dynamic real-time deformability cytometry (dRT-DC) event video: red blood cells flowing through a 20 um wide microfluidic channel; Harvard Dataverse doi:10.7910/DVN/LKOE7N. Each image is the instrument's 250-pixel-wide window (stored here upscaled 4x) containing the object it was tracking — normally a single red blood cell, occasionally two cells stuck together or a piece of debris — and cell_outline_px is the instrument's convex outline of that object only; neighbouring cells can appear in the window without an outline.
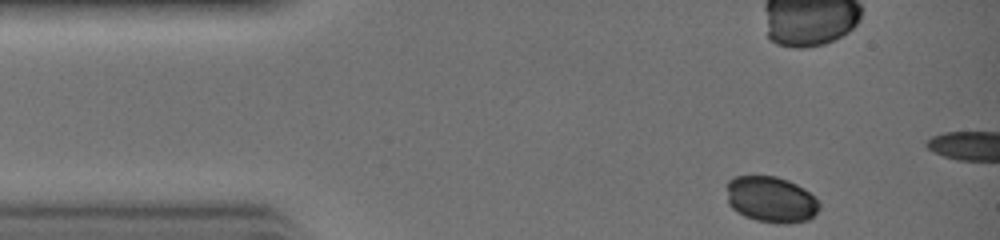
{"species": "common noctule bat (a hibernating species)", "species_latin": "Nyctalus noctula", "temperature_condition": "warm", "stored_images_in_passage": 6, "camera_frame_rate_fps": 3000, "um_per_image_px": 0.085, "animal": {"sex": "female", "body_mass_g": 19.0, "forearm_length_mm": 51.5}, "frame": {"image": 1, "passage_image": 1, "time_ms": 0.0, "image_size_px": [1000, 240], "cell_outline_px": [[820, 208], [808, 220], [788, 224], [776, 224], [756, 220], [744, 216], [736, 212], [728, 204], [728, 180], [736, 176], [776, 176], [788, 180], [804, 188], [820, 204]], "centroid_in_image_um": [65.53, 16.97], "position_along_channel_um": 19.5, "area_um2": 24.91}}